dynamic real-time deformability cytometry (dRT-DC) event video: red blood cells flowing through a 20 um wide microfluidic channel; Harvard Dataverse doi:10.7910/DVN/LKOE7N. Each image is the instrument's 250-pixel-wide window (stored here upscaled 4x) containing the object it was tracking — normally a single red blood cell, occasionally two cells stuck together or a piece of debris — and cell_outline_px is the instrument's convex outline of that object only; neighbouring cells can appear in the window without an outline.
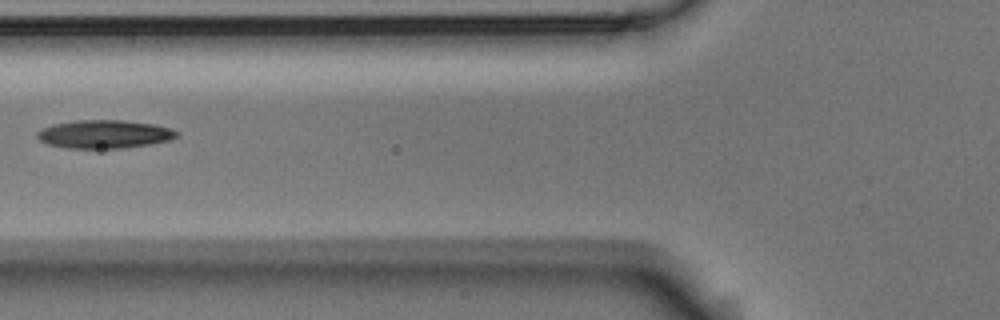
{"species": "Egyptian fruit bat (a non-hibernating species)", "species_latin": "Rousettus aegyptiacus", "temperature_condition": "room temperature", "stored_images_in_passage": 6, "camera_frame_rate_fps": 3000, "um_per_image_px": 0.085, "animal": {"sex": "male"}, "frame": {"image": 1, "passage_image": 6, "time_ms": 7.0, "image_size_px": [1000, 320], "cell_outline_px": [[180, 132], [176, 136], [168, 140], [148, 144], [124, 148], [68, 148], [48, 144], [40, 140], [36, 136], [36, 132], [40, 128], [52, 124], [76, 120], [120, 120], [152, 124], [168, 128]], "centroid_in_image_um": [8.8, 11.4], "position_along_channel_um": 117.0, "area_um2": 22.83}}